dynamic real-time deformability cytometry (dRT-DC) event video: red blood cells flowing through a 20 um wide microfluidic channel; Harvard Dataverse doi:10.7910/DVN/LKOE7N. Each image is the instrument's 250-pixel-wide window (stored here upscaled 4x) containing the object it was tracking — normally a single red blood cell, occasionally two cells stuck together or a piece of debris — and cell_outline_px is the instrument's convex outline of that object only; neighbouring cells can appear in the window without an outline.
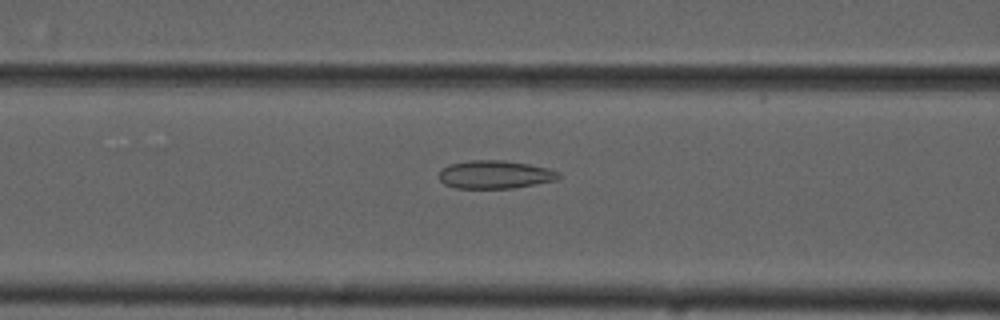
{"species": "common noctule bat (a hibernating species)", "species_latin": "Nyctalus noctula", "temperature_condition": "cold", "stored_images_in_passage": 54, "camera_frame_rate_fps": 3000, "um_per_image_px": 0.085, "animal": {"sex": "male", "forearm_length_mm": 52.5}, "frame": {"image": 1, "passage_image": 22, "time_ms": 7.0, "image_size_px": [1000, 320], "cell_outline_px": [[560, 176], [556, 180], [536, 184], [512, 188], [456, 188], [444, 184], [440, 180], [440, 172], [448, 164], [472, 160], [500, 160], [528, 164], [548, 168], [560, 172]], "centroid_in_image_um": [42.08, 14.84], "position_along_channel_um": 124.5, "area_um2": 19.48}}
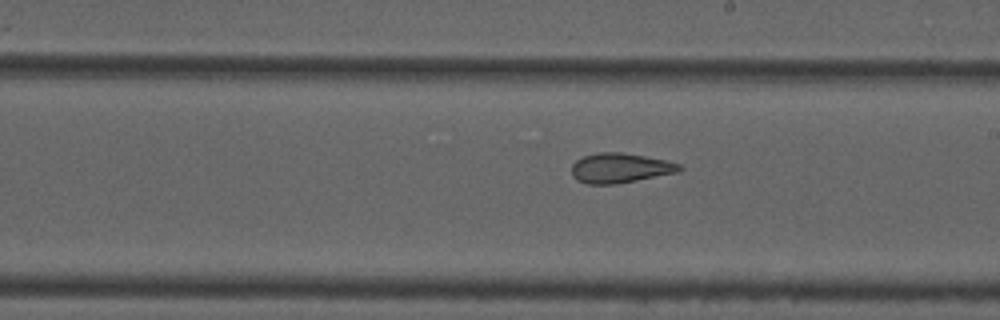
{"frame": {"image": 2, "passage_image": 31, "time_ms": 10.0, "image_size_px": [1000, 320], "cell_outline_px": [[684, 168], [680, 172], [616, 184], [588, 184], [576, 180], [572, 176], [572, 164], [576, 160], [584, 156], [596, 152], [620, 152], [644, 156], [664, 160], [680, 164]], "centroid_in_image_um": [52.7, 14.28], "position_along_channel_um": 236.3, "area_um2": 18.79}}
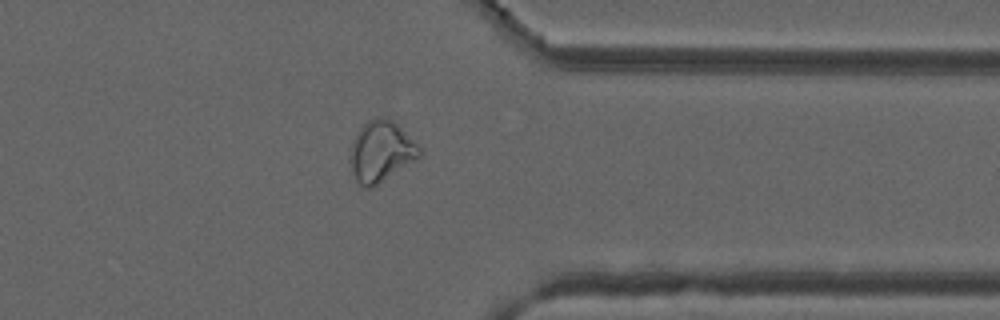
{"frame": {"image": 3, "passage_image": 43, "time_ms": 14.0, "image_size_px": [1000, 320], "cell_outline_px": [[420, 156], [372, 188], [364, 188], [356, 180], [348, 160], [352, 140], [360, 128], [368, 120], [376, 116], [388, 116], [420, 148]], "centroid_in_image_um": [32.32, 12.86], "position_along_channel_um": 379.1, "area_um2": 24.33}, "authors_computed_cell_mechanics": {"area_um2": 23.7847, "velocity_mm_per_s": 3.7312, "shape_relaxation_time_tau1_ms": null, "shape_relaxation_time_tau2_ms": 1.3498, "deformation_change_tau1": null, "deformation_change_tau2": 0.0683}}